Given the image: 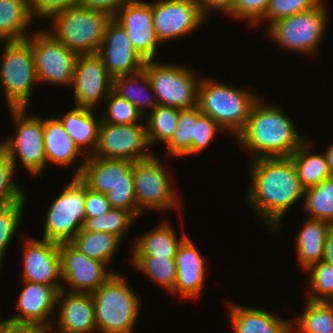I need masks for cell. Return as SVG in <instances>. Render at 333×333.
I'll use <instances>...</instances> for the list:
<instances>
[{
    "label": "cell",
    "instance_id": "cell-40",
    "mask_svg": "<svg viewBox=\"0 0 333 333\" xmlns=\"http://www.w3.org/2000/svg\"><path fill=\"white\" fill-rule=\"evenodd\" d=\"M103 101L106 104V114L102 115V122L110 124H137L143 119V115L133 104L121 98L113 90Z\"/></svg>",
    "mask_w": 333,
    "mask_h": 333
},
{
    "label": "cell",
    "instance_id": "cell-12",
    "mask_svg": "<svg viewBox=\"0 0 333 333\" xmlns=\"http://www.w3.org/2000/svg\"><path fill=\"white\" fill-rule=\"evenodd\" d=\"M160 159L153 154L132 163L138 215L143 209L169 210L179 207L176 192ZM175 192V193H174Z\"/></svg>",
    "mask_w": 333,
    "mask_h": 333
},
{
    "label": "cell",
    "instance_id": "cell-49",
    "mask_svg": "<svg viewBox=\"0 0 333 333\" xmlns=\"http://www.w3.org/2000/svg\"><path fill=\"white\" fill-rule=\"evenodd\" d=\"M133 0H82L81 5L109 14L113 17L126 3Z\"/></svg>",
    "mask_w": 333,
    "mask_h": 333
},
{
    "label": "cell",
    "instance_id": "cell-17",
    "mask_svg": "<svg viewBox=\"0 0 333 333\" xmlns=\"http://www.w3.org/2000/svg\"><path fill=\"white\" fill-rule=\"evenodd\" d=\"M152 15L160 43L196 31L207 18L191 0L153 1Z\"/></svg>",
    "mask_w": 333,
    "mask_h": 333
},
{
    "label": "cell",
    "instance_id": "cell-16",
    "mask_svg": "<svg viewBox=\"0 0 333 333\" xmlns=\"http://www.w3.org/2000/svg\"><path fill=\"white\" fill-rule=\"evenodd\" d=\"M61 279L71 288L68 292L92 293L114 272L107 263L92 259L77 250L70 242L59 244Z\"/></svg>",
    "mask_w": 333,
    "mask_h": 333
},
{
    "label": "cell",
    "instance_id": "cell-18",
    "mask_svg": "<svg viewBox=\"0 0 333 333\" xmlns=\"http://www.w3.org/2000/svg\"><path fill=\"white\" fill-rule=\"evenodd\" d=\"M127 32L130 42L145 60H154L157 38L152 15V2L133 0L124 4L112 17Z\"/></svg>",
    "mask_w": 333,
    "mask_h": 333
},
{
    "label": "cell",
    "instance_id": "cell-20",
    "mask_svg": "<svg viewBox=\"0 0 333 333\" xmlns=\"http://www.w3.org/2000/svg\"><path fill=\"white\" fill-rule=\"evenodd\" d=\"M24 246L22 280L55 286L59 291L64 288L58 280L61 279L59 243L29 238Z\"/></svg>",
    "mask_w": 333,
    "mask_h": 333
},
{
    "label": "cell",
    "instance_id": "cell-48",
    "mask_svg": "<svg viewBox=\"0 0 333 333\" xmlns=\"http://www.w3.org/2000/svg\"><path fill=\"white\" fill-rule=\"evenodd\" d=\"M52 326L40 323L18 322L10 319L4 320L0 333H49Z\"/></svg>",
    "mask_w": 333,
    "mask_h": 333
},
{
    "label": "cell",
    "instance_id": "cell-46",
    "mask_svg": "<svg viewBox=\"0 0 333 333\" xmlns=\"http://www.w3.org/2000/svg\"><path fill=\"white\" fill-rule=\"evenodd\" d=\"M82 0H29L31 15L34 18L49 19L53 14L81 4Z\"/></svg>",
    "mask_w": 333,
    "mask_h": 333
},
{
    "label": "cell",
    "instance_id": "cell-24",
    "mask_svg": "<svg viewBox=\"0 0 333 333\" xmlns=\"http://www.w3.org/2000/svg\"><path fill=\"white\" fill-rule=\"evenodd\" d=\"M229 317L235 333H291V319H281L257 308L229 305Z\"/></svg>",
    "mask_w": 333,
    "mask_h": 333
},
{
    "label": "cell",
    "instance_id": "cell-1",
    "mask_svg": "<svg viewBox=\"0 0 333 333\" xmlns=\"http://www.w3.org/2000/svg\"><path fill=\"white\" fill-rule=\"evenodd\" d=\"M251 163L247 201L267 227L276 232L285 213L304 195L290 157L257 158Z\"/></svg>",
    "mask_w": 333,
    "mask_h": 333
},
{
    "label": "cell",
    "instance_id": "cell-44",
    "mask_svg": "<svg viewBox=\"0 0 333 333\" xmlns=\"http://www.w3.org/2000/svg\"><path fill=\"white\" fill-rule=\"evenodd\" d=\"M269 0H233L229 12V17L247 20L249 23H260L266 14Z\"/></svg>",
    "mask_w": 333,
    "mask_h": 333
},
{
    "label": "cell",
    "instance_id": "cell-43",
    "mask_svg": "<svg viewBox=\"0 0 333 333\" xmlns=\"http://www.w3.org/2000/svg\"><path fill=\"white\" fill-rule=\"evenodd\" d=\"M322 0H269L266 14L262 20H268V27L277 20L290 17L316 7Z\"/></svg>",
    "mask_w": 333,
    "mask_h": 333
},
{
    "label": "cell",
    "instance_id": "cell-47",
    "mask_svg": "<svg viewBox=\"0 0 333 333\" xmlns=\"http://www.w3.org/2000/svg\"><path fill=\"white\" fill-rule=\"evenodd\" d=\"M85 217H97L111 209L105 194L93 191L85 185Z\"/></svg>",
    "mask_w": 333,
    "mask_h": 333
},
{
    "label": "cell",
    "instance_id": "cell-37",
    "mask_svg": "<svg viewBox=\"0 0 333 333\" xmlns=\"http://www.w3.org/2000/svg\"><path fill=\"white\" fill-rule=\"evenodd\" d=\"M131 260L136 269L161 285L164 290L169 293L173 290L177 275L174 258L132 256Z\"/></svg>",
    "mask_w": 333,
    "mask_h": 333
},
{
    "label": "cell",
    "instance_id": "cell-8",
    "mask_svg": "<svg viewBox=\"0 0 333 333\" xmlns=\"http://www.w3.org/2000/svg\"><path fill=\"white\" fill-rule=\"evenodd\" d=\"M0 63V82L9 108L28 107L34 83L38 84L30 42H5Z\"/></svg>",
    "mask_w": 333,
    "mask_h": 333
},
{
    "label": "cell",
    "instance_id": "cell-5",
    "mask_svg": "<svg viewBox=\"0 0 333 333\" xmlns=\"http://www.w3.org/2000/svg\"><path fill=\"white\" fill-rule=\"evenodd\" d=\"M111 18L79 4L53 14L48 32L77 55L97 54Z\"/></svg>",
    "mask_w": 333,
    "mask_h": 333
},
{
    "label": "cell",
    "instance_id": "cell-38",
    "mask_svg": "<svg viewBox=\"0 0 333 333\" xmlns=\"http://www.w3.org/2000/svg\"><path fill=\"white\" fill-rule=\"evenodd\" d=\"M134 219L127 210L111 208L97 217H85L82 228L91 232L104 231L122 240L124 232L132 225Z\"/></svg>",
    "mask_w": 333,
    "mask_h": 333
},
{
    "label": "cell",
    "instance_id": "cell-33",
    "mask_svg": "<svg viewBox=\"0 0 333 333\" xmlns=\"http://www.w3.org/2000/svg\"><path fill=\"white\" fill-rule=\"evenodd\" d=\"M306 305L302 316L291 320V333H333V302L307 300Z\"/></svg>",
    "mask_w": 333,
    "mask_h": 333
},
{
    "label": "cell",
    "instance_id": "cell-13",
    "mask_svg": "<svg viewBox=\"0 0 333 333\" xmlns=\"http://www.w3.org/2000/svg\"><path fill=\"white\" fill-rule=\"evenodd\" d=\"M27 40L31 44L38 83L70 87L77 54L54 38L48 30H38Z\"/></svg>",
    "mask_w": 333,
    "mask_h": 333
},
{
    "label": "cell",
    "instance_id": "cell-29",
    "mask_svg": "<svg viewBox=\"0 0 333 333\" xmlns=\"http://www.w3.org/2000/svg\"><path fill=\"white\" fill-rule=\"evenodd\" d=\"M33 17L29 0H0V39L5 42L25 40Z\"/></svg>",
    "mask_w": 333,
    "mask_h": 333
},
{
    "label": "cell",
    "instance_id": "cell-19",
    "mask_svg": "<svg viewBox=\"0 0 333 333\" xmlns=\"http://www.w3.org/2000/svg\"><path fill=\"white\" fill-rule=\"evenodd\" d=\"M97 55L113 78L136 73L146 62L134 49L126 30L113 18L106 25Z\"/></svg>",
    "mask_w": 333,
    "mask_h": 333
},
{
    "label": "cell",
    "instance_id": "cell-7",
    "mask_svg": "<svg viewBox=\"0 0 333 333\" xmlns=\"http://www.w3.org/2000/svg\"><path fill=\"white\" fill-rule=\"evenodd\" d=\"M323 1L312 9L272 23L266 31L269 38L291 51L315 54L328 26V12Z\"/></svg>",
    "mask_w": 333,
    "mask_h": 333
},
{
    "label": "cell",
    "instance_id": "cell-41",
    "mask_svg": "<svg viewBox=\"0 0 333 333\" xmlns=\"http://www.w3.org/2000/svg\"><path fill=\"white\" fill-rule=\"evenodd\" d=\"M26 201L0 206V271L5 257L6 248L19 228Z\"/></svg>",
    "mask_w": 333,
    "mask_h": 333
},
{
    "label": "cell",
    "instance_id": "cell-53",
    "mask_svg": "<svg viewBox=\"0 0 333 333\" xmlns=\"http://www.w3.org/2000/svg\"><path fill=\"white\" fill-rule=\"evenodd\" d=\"M3 322H4V320L0 321V329L2 327Z\"/></svg>",
    "mask_w": 333,
    "mask_h": 333
},
{
    "label": "cell",
    "instance_id": "cell-50",
    "mask_svg": "<svg viewBox=\"0 0 333 333\" xmlns=\"http://www.w3.org/2000/svg\"><path fill=\"white\" fill-rule=\"evenodd\" d=\"M198 9L207 17L211 10H218L227 14L231 8L233 0H191ZM222 11V12H221Z\"/></svg>",
    "mask_w": 333,
    "mask_h": 333
},
{
    "label": "cell",
    "instance_id": "cell-23",
    "mask_svg": "<svg viewBox=\"0 0 333 333\" xmlns=\"http://www.w3.org/2000/svg\"><path fill=\"white\" fill-rule=\"evenodd\" d=\"M22 282L24 288L18 297V313L10 320L54 326L49 316L56 308L59 290L47 284Z\"/></svg>",
    "mask_w": 333,
    "mask_h": 333
},
{
    "label": "cell",
    "instance_id": "cell-4",
    "mask_svg": "<svg viewBox=\"0 0 333 333\" xmlns=\"http://www.w3.org/2000/svg\"><path fill=\"white\" fill-rule=\"evenodd\" d=\"M241 88L207 77H200L198 84L197 105L202 114L210 116L235 138L245 128L252 107L260 99L251 90Z\"/></svg>",
    "mask_w": 333,
    "mask_h": 333
},
{
    "label": "cell",
    "instance_id": "cell-6",
    "mask_svg": "<svg viewBox=\"0 0 333 333\" xmlns=\"http://www.w3.org/2000/svg\"><path fill=\"white\" fill-rule=\"evenodd\" d=\"M125 281L115 273L91 293L96 328L101 333H133L140 299Z\"/></svg>",
    "mask_w": 333,
    "mask_h": 333
},
{
    "label": "cell",
    "instance_id": "cell-22",
    "mask_svg": "<svg viewBox=\"0 0 333 333\" xmlns=\"http://www.w3.org/2000/svg\"><path fill=\"white\" fill-rule=\"evenodd\" d=\"M65 290L62 288L57 295V305L60 301L59 316H57L58 332H97L92 294Z\"/></svg>",
    "mask_w": 333,
    "mask_h": 333
},
{
    "label": "cell",
    "instance_id": "cell-14",
    "mask_svg": "<svg viewBox=\"0 0 333 333\" xmlns=\"http://www.w3.org/2000/svg\"><path fill=\"white\" fill-rule=\"evenodd\" d=\"M147 147L150 145L146 126L143 123L110 124L101 122L97 146L91 156L135 161L152 155Z\"/></svg>",
    "mask_w": 333,
    "mask_h": 333
},
{
    "label": "cell",
    "instance_id": "cell-30",
    "mask_svg": "<svg viewBox=\"0 0 333 333\" xmlns=\"http://www.w3.org/2000/svg\"><path fill=\"white\" fill-rule=\"evenodd\" d=\"M153 91L149 77L144 69L133 73L120 75L113 78V91L121 98L128 100L138 111L146 116L149 111L145 107H151V111L158 105L156 97L147 95L148 90ZM147 91V92H146ZM144 96H143V95ZM143 96V97H142Z\"/></svg>",
    "mask_w": 333,
    "mask_h": 333
},
{
    "label": "cell",
    "instance_id": "cell-27",
    "mask_svg": "<svg viewBox=\"0 0 333 333\" xmlns=\"http://www.w3.org/2000/svg\"><path fill=\"white\" fill-rule=\"evenodd\" d=\"M173 227L168 221H162L147 234L136 238L131 250L132 256L175 258L179 245L187 235L185 233L179 239Z\"/></svg>",
    "mask_w": 333,
    "mask_h": 333
},
{
    "label": "cell",
    "instance_id": "cell-15",
    "mask_svg": "<svg viewBox=\"0 0 333 333\" xmlns=\"http://www.w3.org/2000/svg\"><path fill=\"white\" fill-rule=\"evenodd\" d=\"M71 87L77 107L94 109L113 90V77L97 54L77 55Z\"/></svg>",
    "mask_w": 333,
    "mask_h": 333
},
{
    "label": "cell",
    "instance_id": "cell-34",
    "mask_svg": "<svg viewBox=\"0 0 333 333\" xmlns=\"http://www.w3.org/2000/svg\"><path fill=\"white\" fill-rule=\"evenodd\" d=\"M303 197V208L309 214L308 218L333 225V176L305 189Z\"/></svg>",
    "mask_w": 333,
    "mask_h": 333
},
{
    "label": "cell",
    "instance_id": "cell-25",
    "mask_svg": "<svg viewBox=\"0 0 333 333\" xmlns=\"http://www.w3.org/2000/svg\"><path fill=\"white\" fill-rule=\"evenodd\" d=\"M74 107L58 119L78 148L82 152H89L88 156H90L97 146L102 119L95 118L94 109L92 108Z\"/></svg>",
    "mask_w": 333,
    "mask_h": 333
},
{
    "label": "cell",
    "instance_id": "cell-26",
    "mask_svg": "<svg viewBox=\"0 0 333 333\" xmlns=\"http://www.w3.org/2000/svg\"><path fill=\"white\" fill-rule=\"evenodd\" d=\"M43 127L46 163L51 162L63 167L71 166L83 152L65 131L58 117L43 119Z\"/></svg>",
    "mask_w": 333,
    "mask_h": 333
},
{
    "label": "cell",
    "instance_id": "cell-21",
    "mask_svg": "<svg viewBox=\"0 0 333 333\" xmlns=\"http://www.w3.org/2000/svg\"><path fill=\"white\" fill-rule=\"evenodd\" d=\"M176 281L170 294L197 299L200 296L206 277L205 259L195 243L186 237L179 245L175 256Z\"/></svg>",
    "mask_w": 333,
    "mask_h": 333
},
{
    "label": "cell",
    "instance_id": "cell-39",
    "mask_svg": "<svg viewBox=\"0 0 333 333\" xmlns=\"http://www.w3.org/2000/svg\"><path fill=\"white\" fill-rule=\"evenodd\" d=\"M307 300L314 302H333V265L320 261L311 265Z\"/></svg>",
    "mask_w": 333,
    "mask_h": 333
},
{
    "label": "cell",
    "instance_id": "cell-36",
    "mask_svg": "<svg viewBox=\"0 0 333 333\" xmlns=\"http://www.w3.org/2000/svg\"><path fill=\"white\" fill-rule=\"evenodd\" d=\"M148 115L145 116L147 117L145 126L149 145L157 141L167 144L176 130L179 109L157 105Z\"/></svg>",
    "mask_w": 333,
    "mask_h": 333
},
{
    "label": "cell",
    "instance_id": "cell-9",
    "mask_svg": "<svg viewBox=\"0 0 333 333\" xmlns=\"http://www.w3.org/2000/svg\"><path fill=\"white\" fill-rule=\"evenodd\" d=\"M143 69L149 77L152 95L156 97L158 105L178 109L197 105L200 76L197 78L188 66L149 60Z\"/></svg>",
    "mask_w": 333,
    "mask_h": 333
},
{
    "label": "cell",
    "instance_id": "cell-35",
    "mask_svg": "<svg viewBox=\"0 0 333 333\" xmlns=\"http://www.w3.org/2000/svg\"><path fill=\"white\" fill-rule=\"evenodd\" d=\"M202 115L198 105L179 109L176 130L171 140L165 145L168 152L174 157L191 155L192 137H194L195 124Z\"/></svg>",
    "mask_w": 333,
    "mask_h": 333
},
{
    "label": "cell",
    "instance_id": "cell-42",
    "mask_svg": "<svg viewBox=\"0 0 333 333\" xmlns=\"http://www.w3.org/2000/svg\"><path fill=\"white\" fill-rule=\"evenodd\" d=\"M14 167L9 155L0 147V206L26 201V194L13 180Z\"/></svg>",
    "mask_w": 333,
    "mask_h": 333
},
{
    "label": "cell",
    "instance_id": "cell-31",
    "mask_svg": "<svg viewBox=\"0 0 333 333\" xmlns=\"http://www.w3.org/2000/svg\"><path fill=\"white\" fill-rule=\"evenodd\" d=\"M311 142L306 141L290 156L301 186L304 189L319 185L323 180L332 177L325 155L314 154Z\"/></svg>",
    "mask_w": 333,
    "mask_h": 333
},
{
    "label": "cell",
    "instance_id": "cell-51",
    "mask_svg": "<svg viewBox=\"0 0 333 333\" xmlns=\"http://www.w3.org/2000/svg\"><path fill=\"white\" fill-rule=\"evenodd\" d=\"M323 261L333 265V225L326 233Z\"/></svg>",
    "mask_w": 333,
    "mask_h": 333
},
{
    "label": "cell",
    "instance_id": "cell-2",
    "mask_svg": "<svg viewBox=\"0 0 333 333\" xmlns=\"http://www.w3.org/2000/svg\"><path fill=\"white\" fill-rule=\"evenodd\" d=\"M293 124L278 105L259 99L236 140L255 154L253 159L290 157L306 141Z\"/></svg>",
    "mask_w": 333,
    "mask_h": 333
},
{
    "label": "cell",
    "instance_id": "cell-11",
    "mask_svg": "<svg viewBox=\"0 0 333 333\" xmlns=\"http://www.w3.org/2000/svg\"><path fill=\"white\" fill-rule=\"evenodd\" d=\"M85 184L73 177L53 200L46 215L43 239L55 243L70 242L82 229L85 220Z\"/></svg>",
    "mask_w": 333,
    "mask_h": 333
},
{
    "label": "cell",
    "instance_id": "cell-52",
    "mask_svg": "<svg viewBox=\"0 0 333 333\" xmlns=\"http://www.w3.org/2000/svg\"><path fill=\"white\" fill-rule=\"evenodd\" d=\"M331 174L333 175V143L324 152Z\"/></svg>",
    "mask_w": 333,
    "mask_h": 333
},
{
    "label": "cell",
    "instance_id": "cell-3",
    "mask_svg": "<svg viewBox=\"0 0 333 333\" xmlns=\"http://www.w3.org/2000/svg\"><path fill=\"white\" fill-rule=\"evenodd\" d=\"M73 177H78L88 188L107 196L111 208L129 211L138 217L132 163L128 159L85 156Z\"/></svg>",
    "mask_w": 333,
    "mask_h": 333
},
{
    "label": "cell",
    "instance_id": "cell-10",
    "mask_svg": "<svg viewBox=\"0 0 333 333\" xmlns=\"http://www.w3.org/2000/svg\"><path fill=\"white\" fill-rule=\"evenodd\" d=\"M16 126L15 136L5 139L0 147L9 155L15 170L17 157L31 174H41L46 168L43 120L26 115L27 108H10Z\"/></svg>",
    "mask_w": 333,
    "mask_h": 333
},
{
    "label": "cell",
    "instance_id": "cell-28",
    "mask_svg": "<svg viewBox=\"0 0 333 333\" xmlns=\"http://www.w3.org/2000/svg\"><path fill=\"white\" fill-rule=\"evenodd\" d=\"M331 224L316 219L306 220L296 238V254L302 269L323 260L325 238Z\"/></svg>",
    "mask_w": 333,
    "mask_h": 333
},
{
    "label": "cell",
    "instance_id": "cell-32",
    "mask_svg": "<svg viewBox=\"0 0 333 333\" xmlns=\"http://www.w3.org/2000/svg\"><path fill=\"white\" fill-rule=\"evenodd\" d=\"M121 240L104 231H86L83 228L70 243L89 258L110 264Z\"/></svg>",
    "mask_w": 333,
    "mask_h": 333
},
{
    "label": "cell",
    "instance_id": "cell-45",
    "mask_svg": "<svg viewBox=\"0 0 333 333\" xmlns=\"http://www.w3.org/2000/svg\"><path fill=\"white\" fill-rule=\"evenodd\" d=\"M223 130L210 116L202 114L195 124L192 137L191 155L203 152L211 144L213 137Z\"/></svg>",
    "mask_w": 333,
    "mask_h": 333
}]
</instances>
